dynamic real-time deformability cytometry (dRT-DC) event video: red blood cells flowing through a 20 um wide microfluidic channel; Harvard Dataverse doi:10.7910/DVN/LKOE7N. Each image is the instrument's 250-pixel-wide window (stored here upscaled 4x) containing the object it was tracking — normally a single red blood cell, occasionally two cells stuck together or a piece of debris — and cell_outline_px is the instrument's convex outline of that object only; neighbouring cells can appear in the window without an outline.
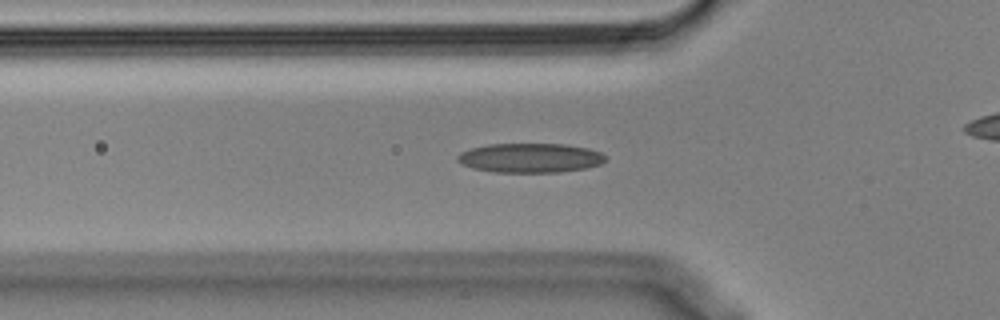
{"species": "Egyptian fruit bat (a non-hibernating species)", "species_latin": "Rousettus aegyptiacus", "temperature_condition": "cold", "stored_images_in_passage": 44, "camera_frame_rate_fps": 3000, "um_per_image_px": 0.085, "animal": {"sex": "male"}, "frame": {"image": 1, "passage_image": 17, "time_ms": 5.333, "image_size_px": [1000, 320], "cell_outline_px": [[604, 160], [600, 164], [588, 168], [560, 172], [496, 172], [472, 168], [456, 160], [456, 156], [460, 152], [472, 148], [488, 144], [564, 144], [588, 148], [600, 152], [604, 156]], "centroid_in_image_um": [45.05, 13.42], "position_along_channel_um": 80.7, "area_um2": 25.26}}
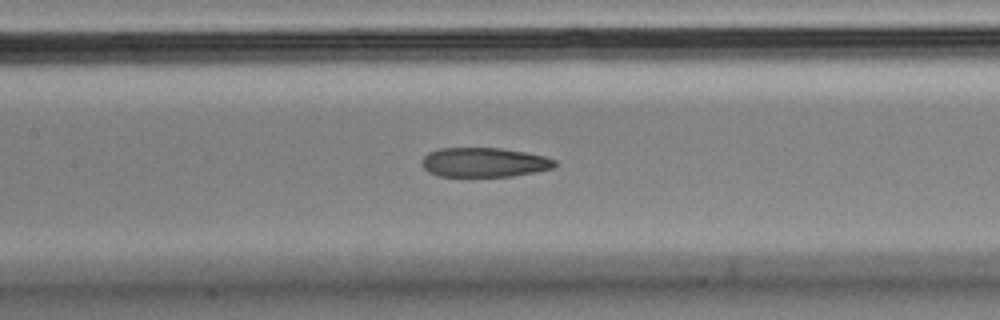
{"frame": {"image": 2, "passage_image": 24, "time_ms": 7.667, "image_size_px": [1000, 320], "cell_outline_px": [[556, 164], [552, 168], [536, 172], [512, 176], [440, 176], [428, 172], [420, 164], [420, 160], [428, 152], [440, 148], [500, 148], [524, 152], [544, 156], [556, 160]], "centroid_in_image_um": [41.12, 13.8], "position_along_channel_um": 166.3, "area_um2": 22.83}}
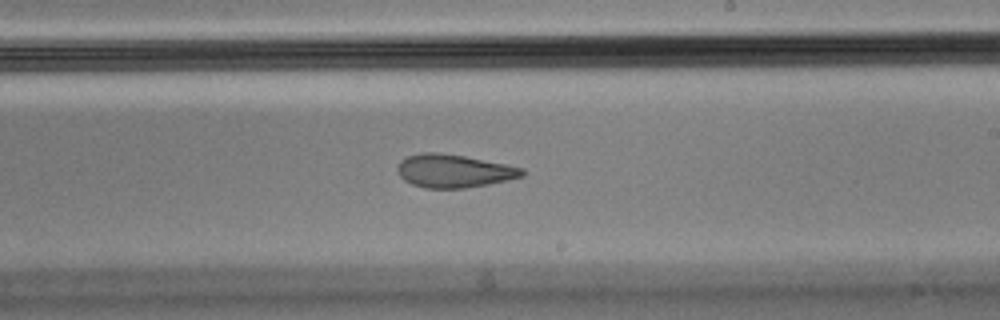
{"frame": {"image": 3, "passage_image": 31, "time_ms": 10.0, "image_size_px": [1000, 320], "cell_outline_px": [[524, 176], [488, 184], [464, 188], [424, 188], [412, 184], [404, 180], [400, 176], [396, 168], [400, 160], [408, 156], [424, 152], [436, 152], [464, 156], [524, 168]], "centroid_in_image_um": [38.54, 14.53], "position_along_channel_um": 250.5, "area_um2": 23.93}}